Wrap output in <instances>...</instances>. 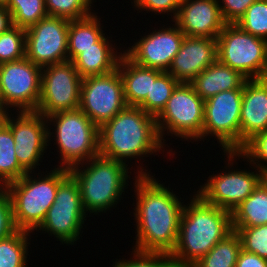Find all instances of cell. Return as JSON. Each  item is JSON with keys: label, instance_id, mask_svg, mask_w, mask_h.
Listing matches in <instances>:
<instances>
[{"label": "cell", "instance_id": "1", "mask_svg": "<svg viewBox=\"0 0 267 267\" xmlns=\"http://www.w3.org/2000/svg\"><path fill=\"white\" fill-rule=\"evenodd\" d=\"M136 167L133 216L137 234L132 249L170 255L176 246L184 203L169 185L161 184L142 164Z\"/></svg>", "mask_w": 267, "mask_h": 267}, {"label": "cell", "instance_id": "2", "mask_svg": "<svg viewBox=\"0 0 267 267\" xmlns=\"http://www.w3.org/2000/svg\"><path fill=\"white\" fill-rule=\"evenodd\" d=\"M184 204L177 242L170 254L174 267H192L232 230L231 212L205 202L197 193Z\"/></svg>", "mask_w": 267, "mask_h": 267}, {"label": "cell", "instance_id": "3", "mask_svg": "<svg viewBox=\"0 0 267 267\" xmlns=\"http://www.w3.org/2000/svg\"><path fill=\"white\" fill-rule=\"evenodd\" d=\"M163 146L155 116L140 107L127 106L99 128V154L124 164L162 154Z\"/></svg>", "mask_w": 267, "mask_h": 267}, {"label": "cell", "instance_id": "4", "mask_svg": "<svg viewBox=\"0 0 267 267\" xmlns=\"http://www.w3.org/2000/svg\"><path fill=\"white\" fill-rule=\"evenodd\" d=\"M128 164L129 161L124 164L99 154L69 169L79 184L82 206L87 214L106 213L117 207L131 180Z\"/></svg>", "mask_w": 267, "mask_h": 267}, {"label": "cell", "instance_id": "5", "mask_svg": "<svg viewBox=\"0 0 267 267\" xmlns=\"http://www.w3.org/2000/svg\"><path fill=\"white\" fill-rule=\"evenodd\" d=\"M52 169L49 173L46 171L47 174L44 171H40L41 174L28 172L6 185L17 229L33 234L44 221L54 203L59 183L70 173L69 169L56 168V165Z\"/></svg>", "mask_w": 267, "mask_h": 267}, {"label": "cell", "instance_id": "6", "mask_svg": "<svg viewBox=\"0 0 267 267\" xmlns=\"http://www.w3.org/2000/svg\"><path fill=\"white\" fill-rule=\"evenodd\" d=\"M46 118L48 146L53 139L60 154L57 167L70 169L99 155V128L80 109L60 111Z\"/></svg>", "mask_w": 267, "mask_h": 267}, {"label": "cell", "instance_id": "7", "mask_svg": "<svg viewBox=\"0 0 267 267\" xmlns=\"http://www.w3.org/2000/svg\"><path fill=\"white\" fill-rule=\"evenodd\" d=\"M204 105L205 100L195 92L190 83H179L166 106L155 117L157 131L163 144H166L164 138L167 134L188 142H198L200 139L202 141Z\"/></svg>", "mask_w": 267, "mask_h": 267}, {"label": "cell", "instance_id": "8", "mask_svg": "<svg viewBox=\"0 0 267 267\" xmlns=\"http://www.w3.org/2000/svg\"><path fill=\"white\" fill-rule=\"evenodd\" d=\"M217 60L247 79L267 78V41L226 24L217 37Z\"/></svg>", "mask_w": 267, "mask_h": 267}, {"label": "cell", "instance_id": "9", "mask_svg": "<svg viewBox=\"0 0 267 267\" xmlns=\"http://www.w3.org/2000/svg\"><path fill=\"white\" fill-rule=\"evenodd\" d=\"M224 155L228 158L227 162L224 161L226 171L209 175L207 182L200 185L199 190L195 193L205 202L232 212L234 208L253 193V190L264 179V174L252 164L249 166L252 169L255 167V171L235 169L233 165L241 157L238 151H224Z\"/></svg>", "mask_w": 267, "mask_h": 267}, {"label": "cell", "instance_id": "10", "mask_svg": "<svg viewBox=\"0 0 267 267\" xmlns=\"http://www.w3.org/2000/svg\"><path fill=\"white\" fill-rule=\"evenodd\" d=\"M87 215L82 206L79 184L69 173L59 183L54 203L36 231L47 232L61 244L72 246L83 234L81 229L85 226Z\"/></svg>", "mask_w": 267, "mask_h": 267}, {"label": "cell", "instance_id": "11", "mask_svg": "<svg viewBox=\"0 0 267 267\" xmlns=\"http://www.w3.org/2000/svg\"><path fill=\"white\" fill-rule=\"evenodd\" d=\"M242 93L243 89H231L205 100L203 142L213 136L223 152L240 149Z\"/></svg>", "mask_w": 267, "mask_h": 267}, {"label": "cell", "instance_id": "12", "mask_svg": "<svg viewBox=\"0 0 267 267\" xmlns=\"http://www.w3.org/2000/svg\"><path fill=\"white\" fill-rule=\"evenodd\" d=\"M82 78L72 61L42 67L41 95L37 113L48 117L79 109Z\"/></svg>", "mask_w": 267, "mask_h": 267}, {"label": "cell", "instance_id": "13", "mask_svg": "<svg viewBox=\"0 0 267 267\" xmlns=\"http://www.w3.org/2000/svg\"><path fill=\"white\" fill-rule=\"evenodd\" d=\"M126 107L123 80L118 69L82 79L79 109L98 128Z\"/></svg>", "mask_w": 267, "mask_h": 267}, {"label": "cell", "instance_id": "14", "mask_svg": "<svg viewBox=\"0 0 267 267\" xmlns=\"http://www.w3.org/2000/svg\"><path fill=\"white\" fill-rule=\"evenodd\" d=\"M41 82L42 67L26 57L0 64L4 106L8 110L10 108V112L36 111L41 95Z\"/></svg>", "mask_w": 267, "mask_h": 267}, {"label": "cell", "instance_id": "15", "mask_svg": "<svg viewBox=\"0 0 267 267\" xmlns=\"http://www.w3.org/2000/svg\"><path fill=\"white\" fill-rule=\"evenodd\" d=\"M10 113L7 114L5 123L14 138L18 163L27 173L35 172L36 167L41 165L39 162H43V155L48 148L47 118L35 111H17V116Z\"/></svg>", "mask_w": 267, "mask_h": 267}, {"label": "cell", "instance_id": "16", "mask_svg": "<svg viewBox=\"0 0 267 267\" xmlns=\"http://www.w3.org/2000/svg\"><path fill=\"white\" fill-rule=\"evenodd\" d=\"M70 20L47 16L26 29L25 57L44 67L68 61Z\"/></svg>", "mask_w": 267, "mask_h": 267}, {"label": "cell", "instance_id": "17", "mask_svg": "<svg viewBox=\"0 0 267 267\" xmlns=\"http://www.w3.org/2000/svg\"><path fill=\"white\" fill-rule=\"evenodd\" d=\"M172 25V26H171ZM164 25L141 38L134 45L124 49V54L134 63L142 67L159 69L167 72L173 58L179 52L185 35L176 26Z\"/></svg>", "mask_w": 267, "mask_h": 267}, {"label": "cell", "instance_id": "18", "mask_svg": "<svg viewBox=\"0 0 267 267\" xmlns=\"http://www.w3.org/2000/svg\"><path fill=\"white\" fill-rule=\"evenodd\" d=\"M185 36L217 39L226 25L218 0H182L171 20Z\"/></svg>", "mask_w": 267, "mask_h": 267}, {"label": "cell", "instance_id": "19", "mask_svg": "<svg viewBox=\"0 0 267 267\" xmlns=\"http://www.w3.org/2000/svg\"><path fill=\"white\" fill-rule=\"evenodd\" d=\"M217 40L185 36L167 71L179 83H191L217 61Z\"/></svg>", "mask_w": 267, "mask_h": 267}, {"label": "cell", "instance_id": "20", "mask_svg": "<svg viewBox=\"0 0 267 267\" xmlns=\"http://www.w3.org/2000/svg\"><path fill=\"white\" fill-rule=\"evenodd\" d=\"M267 130V78L247 79L243 85L240 148L253 135Z\"/></svg>", "mask_w": 267, "mask_h": 267}, {"label": "cell", "instance_id": "21", "mask_svg": "<svg viewBox=\"0 0 267 267\" xmlns=\"http://www.w3.org/2000/svg\"><path fill=\"white\" fill-rule=\"evenodd\" d=\"M112 37L104 35L96 47L80 49V54L72 61L81 78L106 75L117 69L124 52H118Z\"/></svg>", "mask_w": 267, "mask_h": 267}, {"label": "cell", "instance_id": "22", "mask_svg": "<svg viewBox=\"0 0 267 267\" xmlns=\"http://www.w3.org/2000/svg\"><path fill=\"white\" fill-rule=\"evenodd\" d=\"M239 71L222 64L218 60L202 71L190 83L195 92L206 100L218 93L231 89H243L246 82Z\"/></svg>", "mask_w": 267, "mask_h": 267}, {"label": "cell", "instance_id": "23", "mask_svg": "<svg viewBox=\"0 0 267 267\" xmlns=\"http://www.w3.org/2000/svg\"><path fill=\"white\" fill-rule=\"evenodd\" d=\"M119 73L123 80L124 98L127 106L138 107L150 95L151 79H156L163 71L137 65L125 54L119 60Z\"/></svg>", "mask_w": 267, "mask_h": 267}, {"label": "cell", "instance_id": "24", "mask_svg": "<svg viewBox=\"0 0 267 267\" xmlns=\"http://www.w3.org/2000/svg\"><path fill=\"white\" fill-rule=\"evenodd\" d=\"M267 224V182L263 179L242 203L231 212L232 227Z\"/></svg>", "mask_w": 267, "mask_h": 267}, {"label": "cell", "instance_id": "25", "mask_svg": "<svg viewBox=\"0 0 267 267\" xmlns=\"http://www.w3.org/2000/svg\"><path fill=\"white\" fill-rule=\"evenodd\" d=\"M96 12L91 15L72 20L68 30V61H73L79 54L80 49L96 47V43L105 35L103 23Z\"/></svg>", "mask_w": 267, "mask_h": 267}, {"label": "cell", "instance_id": "26", "mask_svg": "<svg viewBox=\"0 0 267 267\" xmlns=\"http://www.w3.org/2000/svg\"><path fill=\"white\" fill-rule=\"evenodd\" d=\"M241 250V239L232 231L192 267H235Z\"/></svg>", "mask_w": 267, "mask_h": 267}, {"label": "cell", "instance_id": "27", "mask_svg": "<svg viewBox=\"0 0 267 267\" xmlns=\"http://www.w3.org/2000/svg\"><path fill=\"white\" fill-rule=\"evenodd\" d=\"M31 232L17 230L0 240V267H27Z\"/></svg>", "mask_w": 267, "mask_h": 267}, {"label": "cell", "instance_id": "28", "mask_svg": "<svg viewBox=\"0 0 267 267\" xmlns=\"http://www.w3.org/2000/svg\"><path fill=\"white\" fill-rule=\"evenodd\" d=\"M14 143L11 129L4 122L0 125V179L6 185L27 173L18 163Z\"/></svg>", "mask_w": 267, "mask_h": 267}, {"label": "cell", "instance_id": "29", "mask_svg": "<svg viewBox=\"0 0 267 267\" xmlns=\"http://www.w3.org/2000/svg\"><path fill=\"white\" fill-rule=\"evenodd\" d=\"M178 84L168 72H162L156 79H151L150 95L138 107L156 117L166 106Z\"/></svg>", "mask_w": 267, "mask_h": 267}, {"label": "cell", "instance_id": "30", "mask_svg": "<svg viewBox=\"0 0 267 267\" xmlns=\"http://www.w3.org/2000/svg\"><path fill=\"white\" fill-rule=\"evenodd\" d=\"M12 16V23L28 29L48 16L45 0H8L6 6Z\"/></svg>", "mask_w": 267, "mask_h": 267}, {"label": "cell", "instance_id": "31", "mask_svg": "<svg viewBox=\"0 0 267 267\" xmlns=\"http://www.w3.org/2000/svg\"><path fill=\"white\" fill-rule=\"evenodd\" d=\"M93 2L96 0H45V7L48 16L72 21L91 15Z\"/></svg>", "mask_w": 267, "mask_h": 267}, {"label": "cell", "instance_id": "32", "mask_svg": "<svg viewBox=\"0 0 267 267\" xmlns=\"http://www.w3.org/2000/svg\"><path fill=\"white\" fill-rule=\"evenodd\" d=\"M25 52V29L13 25L0 34V64L23 59Z\"/></svg>", "mask_w": 267, "mask_h": 267}, {"label": "cell", "instance_id": "33", "mask_svg": "<svg viewBox=\"0 0 267 267\" xmlns=\"http://www.w3.org/2000/svg\"><path fill=\"white\" fill-rule=\"evenodd\" d=\"M236 25L243 31L267 41V0L255 1Z\"/></svg>", "mask_w": 267, "mask_h": 267}, {"label": "cell", "instance_id": "34", "mask_svg": "<svg viewBox=\"0 0 267 267\" xmlns=\"http://www.w3.org/2000/svg\"><path fill=\"white\" fill-rule=\"evenodd\" d=\"M242 161L256 166L263 174L267 173V130L253 135L238 150Z\"/></svg>", "mask_w": 267, "mask_h": 267}, {"label": "cell", "instance_id": "35", "mask_svg": "<svg viewBox=\"0 0 267 267\" xmlns=\"http://www.w3.org/2000/svg\"><path fill=\"white\" fill-rule=\"evenodd\" d=\"M240 239L242 249L267 259V224L255 227H232Z\"/></svg>", "mask_w": 267, "mask_h": 267}, {"label": "cell", "instance_id": "36", "mask_svg": "<svg viewBox=\"0 0 267 267\" xmlns=\"http://www.w3.org/2000/svg\"><path fill=\"white\" fill-rule=\"evenodd\" d=\"M132 258L116 259L112 267H174L169 254L141 252L132 249Z\"/></svg>", "mask_w": 267, "mask_h": 267}, {"label": "cell", "instance_id": "37", "mask_svg": "<svg viewBox=\"0 0 267 267\" xmlns=\"http://www.w3.org/2000/svg\"><path fill=\"white\" fill-rule=\"evenodd\" d=\"M131 2L135 7V9L139 12L147 11L154 12V14H166L172 18V20L176 17L178 9L182 0H132ZM172 13V14H171ZM173 16V17H172Z\"/></svg>", "mask_w": 267, "mask_h": 267}, {"label": "cell", "instance_id": "38", "mask_svg": "<svg viewBox=\"0 0 267 267\" xmlns=\"http://www.w3.org/2000/svg\"><path fill=\"white\" fill-rule=\"evenodd\" d=\"M255 1L257 0H218L223 20L226 24H236Z\"/></svg>", "mask_w": 267, "mask_h": 267}, {"label": "cell", "instance_id": "39", "mask_svg": "<svg viewBox=\"0 0 267 267\" xmlns=\"http://www.w3.org/2000/svg\"><path fill=\"white\" fill-rule=\"evenodd\" d=\"M17 230L13 219L10 197L6 191L2 192L0 194V240L10 236Z\"/></svg>", "mask_w": 267, "mask_h": 267}, {"label": "cell", "instance_id": "40", "mask_svg": "<svg viewBox=\"0 0 267 267\" xmlns=\"http://www.w3.org/2000/svg\"><path fill=\"white\" fill-rule=\"evenodd\" d=\"M235 267H267V259L242 249Z\"/></svg>", "mask_w": 267, "mask_h": 267}, {"label": "cell", "instance_id": "41", "mask_svg": "<svg viewBox=\"0 0 267 267\" xmlns=\"http://www.w3.org/2000/svg\"><path fill=\"white\" fill-rule=\"evenodd\" d=\"M13 26L12 16L6 7L0 6V34Z\"/></svg>", "mask_w": 267, "mask_h": 267}, {"label": "cell", "instance_id": "42", "mask_svg": "<svg viewBox=\"0 0 267 267\" xmlns=\"http://www.w3.org/2000/svg\"><path fill=\"white\" fill-rule=\"evenodd\" d=\"M9 112L10 111L5 106H0V125H2L5 122L7 114Z\"/></svg>", "mask_w": 267, "mask_h": 267}, {"label": "cell", "instance_id": "43", "mask_svg": "<svg viewBox=\"0 0 267 267\" xmlns=\"http://www.w3.org/2000/svg\"><path fill=\"white\" fill-rule=\"evenodd\" d=\"M6 191V184L0 179V194Z\"/></svg>", "mask_w": 267, "mask_h": 267}, {"label": "cell", "instance_id": "44", "mask_svg": "<svg viewBox=\"0 0 267 267\" xmlns=\"http://www.w3.org/2000/svg\"><path fill=\"white\" fill-rule=\"evenodd\" d=\"M0 106H4V98L1 91V85H0Z\"/></svg>", "mask_w": 267, "mask_h": 267}, {"label": "cell", "instance_id": "45", "mask_svg": "<svg viewBox=\"0 0 267 267\" xmlns=\"http://www.w3.org/2000/svg\"><path fill=\"white\" fill-rule=\"evenodd\" d=\"M8 4V0H0V6L6 7Z\"/></svg>", "mask_w": 267, "mask_h": 267}, {"label": "cell", "instance_id": "46", "mask_svg": "<svg viewBox=\"0 0 267 267\" xmlns=\"http://www.w3.org/2000/svg\"><path fill=\"white\" fill-rule=\"evenodd\" d=\"M264 180L267 182V173L264 174Z\"/></svg>", "mask_w": 267, "mask_h": 267}]
</instances>
